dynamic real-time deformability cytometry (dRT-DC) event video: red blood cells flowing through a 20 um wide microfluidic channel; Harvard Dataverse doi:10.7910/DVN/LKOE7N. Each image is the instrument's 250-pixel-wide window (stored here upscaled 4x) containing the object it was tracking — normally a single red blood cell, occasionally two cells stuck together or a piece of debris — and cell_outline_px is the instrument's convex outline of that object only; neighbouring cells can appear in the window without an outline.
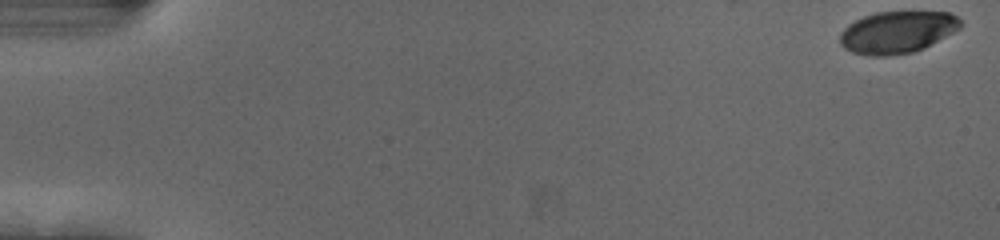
{"species": "human", "species_latin": "Homo sapiens", "temperature_condition": "cold", "stored_images_in_passage": 56, "camera_frame_rate_fps": 3000, "um_per_image_px": 0.085, "donor": {"sex": "female"}, "frame": {"image": 1, "passage_image": 1, "time_ms": 0.0, "image_size_px": [1000, 240], "cell_outline_px": [[964, 24], [960, 28], [924, 48], [912, 52], [884, 56], [872, 56], [852, 52], [844, 48], [840, 44], [840, 32], [848, 24], [864, 16], [876, 12], [948, 12], [956, 16]], "centroid_in_image_um": [76.25, 2.73], "position_along_channel_um": 8.7, "area_um2": 29.42}}
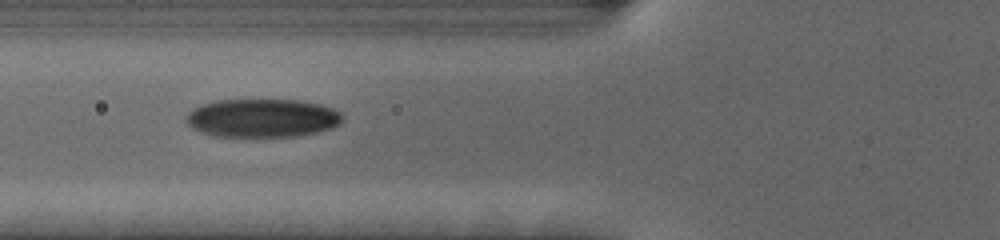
{"frame": {"image": 2, "passage_image": 22, "time_ms": 7.0, "image_size_px": [1000, 240], "cell_outline_px": [[344, 120], [340, 124], [332, 128], [316, 132], [296, 136], [216, 136], [200, 132], [192, 128], [184, 120], [184, 116], [192, 108], [200, 104], [220, 100], [296, 100], [320, 104], [332, 108], [340, 112], [344, 116]], "centroid_in_image_um": [22.28, 10.03], "position_along_channel_um": 103.5, "area_um2": 35.2}}
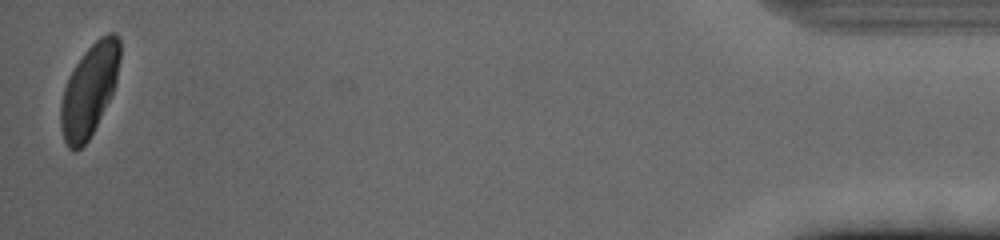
{"frame": {"image": 3, "passage_image": 55, "time_ms": 18.0, "image_size_px": [1000, 240], "cell_outline_px": [[120, 56], [116, 80], [112, 92], [88, 140], [76, 152], [72, 152], [68, 148], [64, 140], [60, 128], [60, 104], [64, 88], [68, 76], [84, 52], [100, 36], [108, 32], [116, 32], [120, 40]], "centroid_in_image_um": [7.57, 7.65], "position_along_channel_um": 427.6, "area_um2": 31.5}, "authors_computed_cell_mechanics": {"area_um2": 33.0905, "velocity_mm_per_s": 3.695, "shape_relaxation_time_tau1_ms": 2.5904, "shape_relaxation_time_tau2_ms": null, "deformation_change_tau1": 0.1516, "deformation_change_tau2": null}}